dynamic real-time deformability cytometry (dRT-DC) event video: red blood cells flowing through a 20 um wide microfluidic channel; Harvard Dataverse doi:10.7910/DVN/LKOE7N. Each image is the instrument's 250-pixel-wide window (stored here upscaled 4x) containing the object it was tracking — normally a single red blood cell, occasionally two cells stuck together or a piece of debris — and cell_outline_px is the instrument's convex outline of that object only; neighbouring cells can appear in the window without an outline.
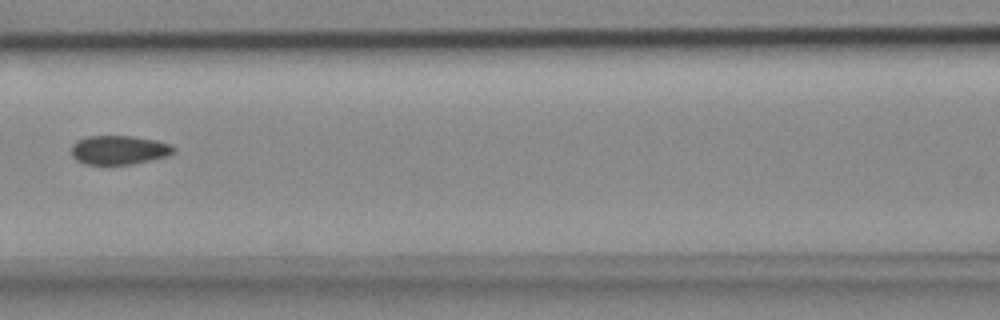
{"species": "common noctule bat (a hibernating species)", "species_latin": "Nyctalus noctula", "temperature_condition": "cold", "stored_images_in_passage": 7, "camera_frame_rate_fps": 3000, "um_per_image_px": 0.085, "animal": {"sex": "female", "body_mass_g": 18.4}, "frame": {"image": 1, "passage_image": 4, "time_ms": 1.0, "image_size_px": [1000, 320], "cell_outline_px": [[176, 152], [168, 156], [132, 164], [84, 164], [76, 160], [72, 156], [72, 144], [76, 140], [88, 136], [132, 136], [156, 140], [172, 144], [176, 148]], "centroid_in_image_um": [10.14, 12.74], "position_along_channel_um": 156.5, "area_um2": 17.46}}
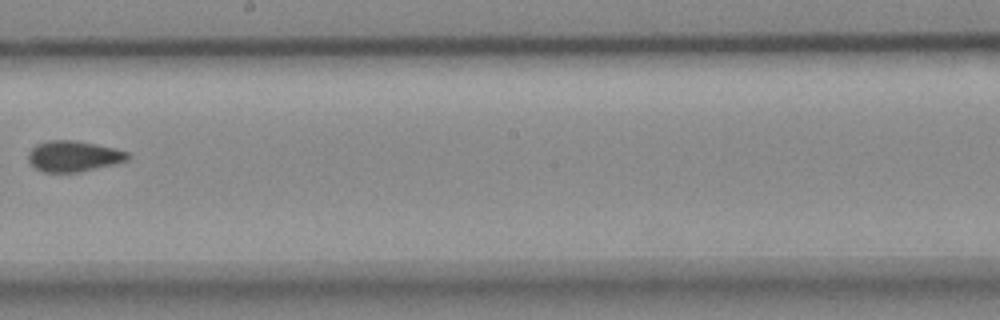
{"frame": {"image": 2, "passage_image": 6, "time_ms": 1.667, "image_size_px": [1000, 320], "cell_outline_px": [[132, 156], [128, 160], [80, 172], [44, 172], [36, 168], [28, 160], [28, 152], [36, 144], [48, 140], [76, 140], [112, 148], [128, 152]], "centroid_in_image_um": [6.23, 13.27], "position_along_channel_um": 242.0, "area_um2": 17.74}}
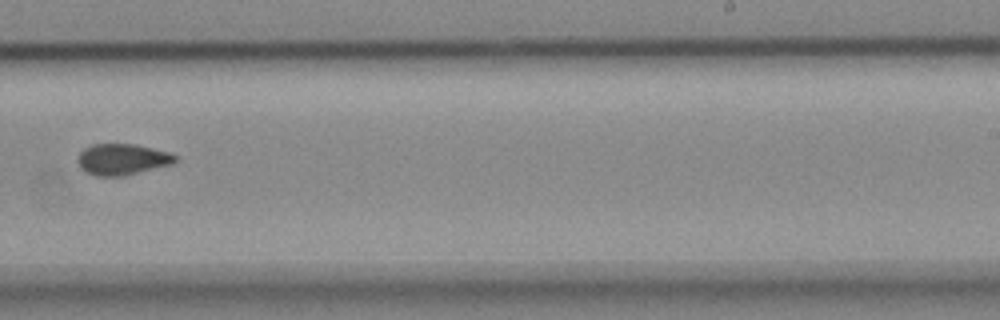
{"frame": {"image": 3, "passage_image": 7, "time_ms": 2.0, "image_size_px": [1000, 320], "cell_outline_px": [[180, 160], [172, 164], [124, 176], [96, 176], [84, 172], [80, 168], [76, 160], [80, 152], [84, 148], [92, 144], [136, 144], [168, 152], [180, 156]], "centroid_in_image_um": [10.4, 13.55], "position_along_channel_um": 278.6, "area_um2": 18.03}}